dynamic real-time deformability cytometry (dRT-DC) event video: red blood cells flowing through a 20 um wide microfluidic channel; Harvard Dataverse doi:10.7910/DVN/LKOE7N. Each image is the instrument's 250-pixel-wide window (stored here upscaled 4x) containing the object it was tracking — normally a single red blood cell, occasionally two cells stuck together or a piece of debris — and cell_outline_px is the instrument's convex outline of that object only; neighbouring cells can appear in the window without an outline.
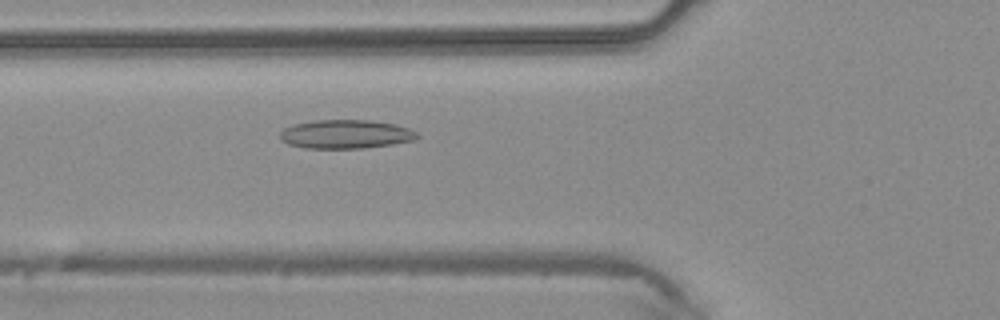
{"species": "common noctule bat (a hibernating species)", "species_latin": "Nyctalus noctula", "temperature_condition": "warm", "stored_images_in_passage": 40, "camera_frame_rate_fps": 3000, "um_per_image_px": 0.085, "animal": {"sex": "male", "body_mass_g": 20.4}, "frame": {"image": 1, "passage_image": 15, "time_ms": 4.667, "image_size_px": [1000, 320], "cell_outline_px": [[420, 136], [412, 140], [392, 144], [364, 148], [304, 148], [288, 144], [280, 140], [280, 132], [284, 128], [292, 124], [316, 120], [368, 120], [396, 124], [408, 128], [416, 132]], "centroid_in_image_um": [29.35, 11.4], "position_along_channel_um": 96.5, "area_um2": 23.0}}
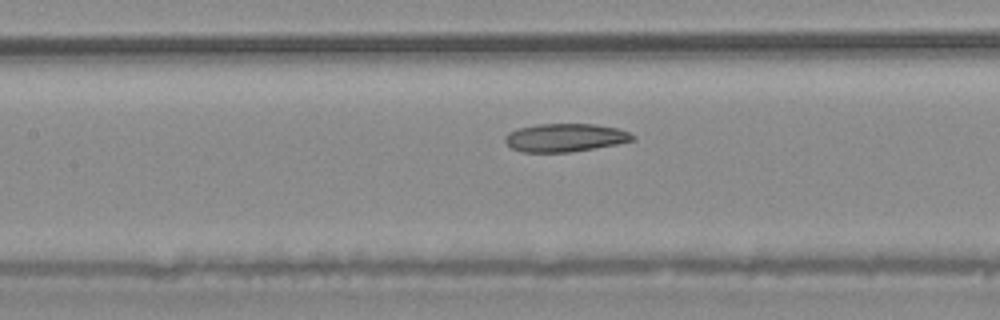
{"frame": {"image": 2, "passage_image": 19, "time_ms": 6.0, "image_size_px": [1000, 320], "cell_outline_px": [[636, 140], [616, 144], [568, 152], [520, 152], [512, 148], [504, 140], [504, 136], [508, 132], [516, 128], [536, 124], [596, 124], [616, 128], [628, 132], [636, 136]], "centroid_in_image_um": [48.0, 11.69], "position_along_channel_um": 159.4, "area_um2": 20.98}}
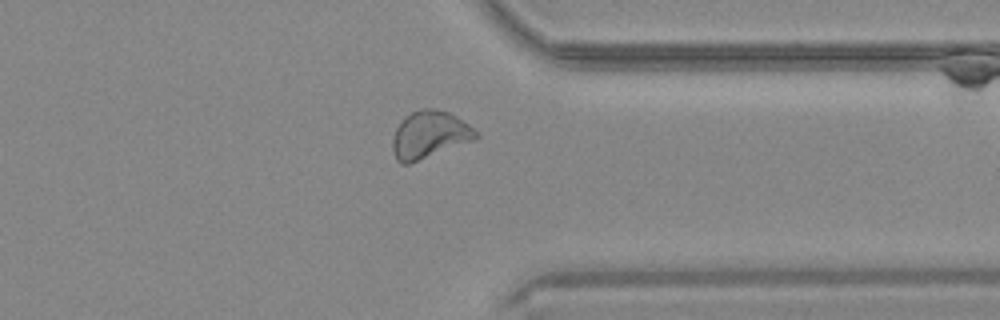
{"frame": {"image": 3, "passage_image": 33, "time_ms": 10.667, "image_size_px": [1000, 320], "cell_outline_px": [[480, 136], [472, 140], [408, 164], [400, 164], [396, 160], [392, 148], [392, 140], [396, 128], [412, 112], [424, 108], [432, 108], [448, 112], [456, 116], [480, 132]], "centroid_in_image_um": [36.51, 11.45], "position_along_channel_um": 374.9, "area_um2": 22.54}}